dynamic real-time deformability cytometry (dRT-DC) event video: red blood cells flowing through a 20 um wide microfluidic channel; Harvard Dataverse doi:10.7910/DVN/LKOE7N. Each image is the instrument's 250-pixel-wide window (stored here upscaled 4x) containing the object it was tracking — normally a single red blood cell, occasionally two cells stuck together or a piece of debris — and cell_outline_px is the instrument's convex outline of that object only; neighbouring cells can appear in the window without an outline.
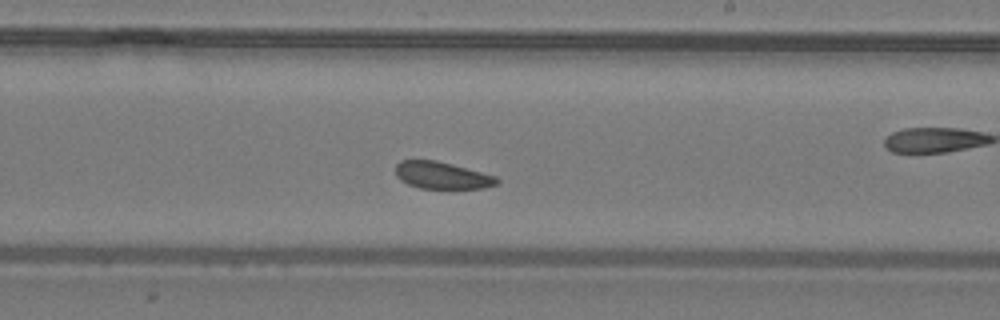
{"species": "common noctule bat (a hibernating species)", "species_latin": "Nyctalus noctula", "temperature_condition": "warm", "stored_images_in_passage": 38, "camera_frame_rate_fps": 3000, "um_per_image_px": 0.085, "animal": {"sex": "male", "body_mass_g": 19.2, "forearm_length_mm": 51.8}, "frame": {"image": 1, "passage_image": 22, "time_ms": 7.0, "image_size_px": [1000, 320], "cell_outline_px": [[500, 180], [496, 184], [484, 188], [420, 188], [408, 184], [400, 180], [396, 176], [396, 164], [400, 160], [436, 160], [452, 164], [496, 176]], "centroid_in_image_um": [37.55, 14.9], "position_along_channel_um": 251.5, "area_um2": 15.9}}